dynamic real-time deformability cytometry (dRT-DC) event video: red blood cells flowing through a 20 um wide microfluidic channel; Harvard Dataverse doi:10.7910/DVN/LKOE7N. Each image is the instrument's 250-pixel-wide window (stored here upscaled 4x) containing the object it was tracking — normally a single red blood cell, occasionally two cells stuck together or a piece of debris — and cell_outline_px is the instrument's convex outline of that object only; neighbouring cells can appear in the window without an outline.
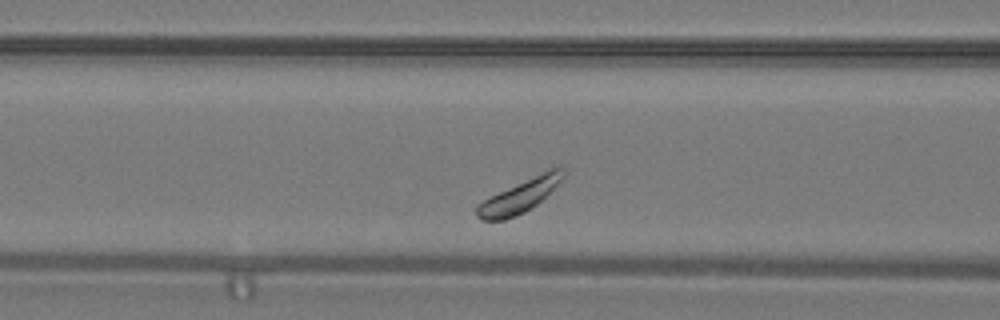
{"species": "common noctule bat (a hibernating species)", "species_latin": "Nyctalus noctula", "temperature_condition": "warm", "stored_images_in_passage": 46, "camera_frame_rate_fps": 3000, "um_per_image_px": 0.085, "animal": {"sex": "male", "body_mass_g": 19.2, "forearm_length_mm": 51.8}, "frame": {"image": 1, "passage_image": 12, "time_ms": 3.667, "image_size_px": [1000, 320], "cell_outline_px": [[564, 176], [536, 204], [524, 212], [516, 216], [504, 220], [484, 220], [476, 216], [476, 204], [556, 164], [564, 168]], "centroid_in_image_um": [44.17, 16.64], "position_along_channel_um": 122.4, "area_um2": 16.18}}
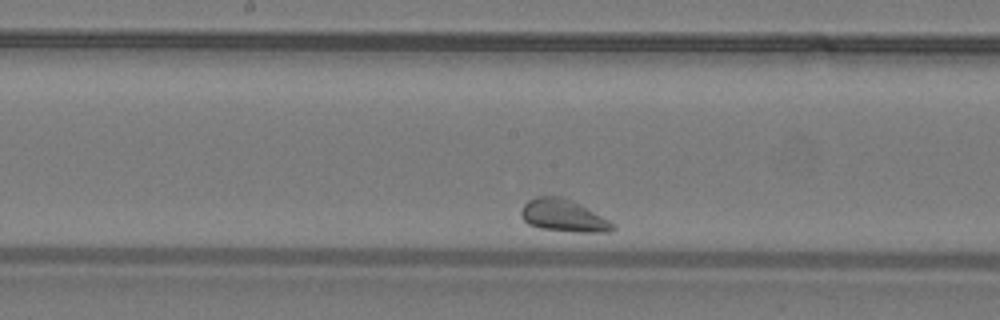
{"frame": {"image": 2, "passage_image": 19, "time_ms": 6.0, "image_size_px": [1000, 320], "cell_outline_px": [[616, 228], [608, 232], [572, 232], [540, 228], [528, 224], [520, 216], [520, 212], [524, 204], [528, 200], [536, 196], [564, 196], [580, 204], [616, 224]], "centroid_in_image_um": [47.89, 18.33], "position_along_channel_um": 200.3, "area_um2": 17.4}}
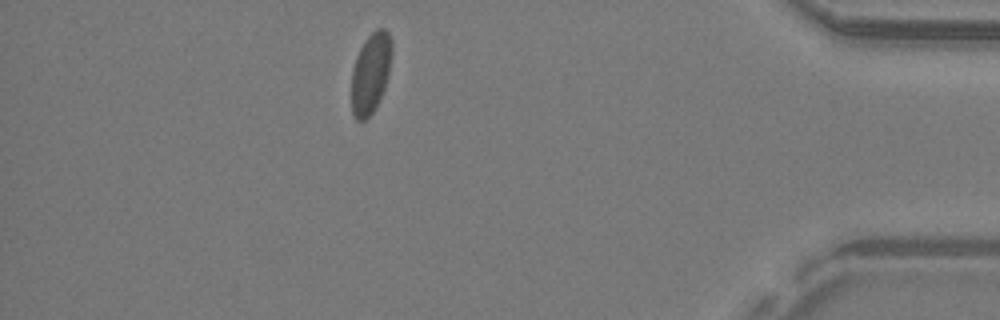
{"frame": {"image": 3, "passage_image": 43, "time_ms": 14.0, "image_size_px": [1000, 320], "cell_outline_px": [[392, 56], [388, 76], [380, 100], [376, 108], [364, 120], [356, 120], [352, 116], [352, 68], [356, 56], [364, 40], [376, 28], [384, 28], [388, 32], [392, 40]], "centroid_in_image_um": [31.51, 6.19], "position_along_channel_um": 403.7, "area_um2": 19.19}}